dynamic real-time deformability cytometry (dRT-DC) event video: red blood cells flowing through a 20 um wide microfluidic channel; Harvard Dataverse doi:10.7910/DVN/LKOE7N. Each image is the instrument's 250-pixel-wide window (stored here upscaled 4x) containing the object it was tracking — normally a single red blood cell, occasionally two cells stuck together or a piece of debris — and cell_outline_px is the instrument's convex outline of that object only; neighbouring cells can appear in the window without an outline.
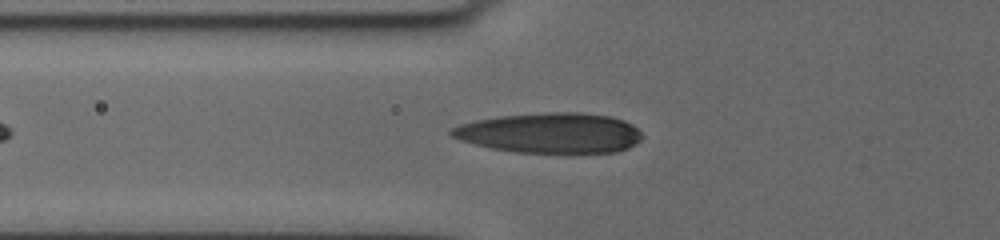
{"species": "human", "species_latin": "Homo sapiens", "temperature_condition": "cold", "stored_images_in_passage": 20, "camera_frame_rate_fps": 3000, "um_per_image_px": 0.085, "donor": {"sex": "female"}, "frame": {"image": 1, "passage_image": 18, "time_ms": 8.333, "image_size_px": [1000, 240], "cell_outline_px": [[640, 140], [636, 144], [628, 148], [616, 152], [512, 152], [488, 148], [460, 140], [452, 136], [448, 132], [452, 128], [460, 124], [476, 120], [500, 116], [552, 112], [576, 112], [608, 116], [624, 120], [632, 124], [640, 132]], "centroid_in_image_um": [46.74, 11.3], "position_along_channel_um": 79.1, "area_um2": 44.45}}
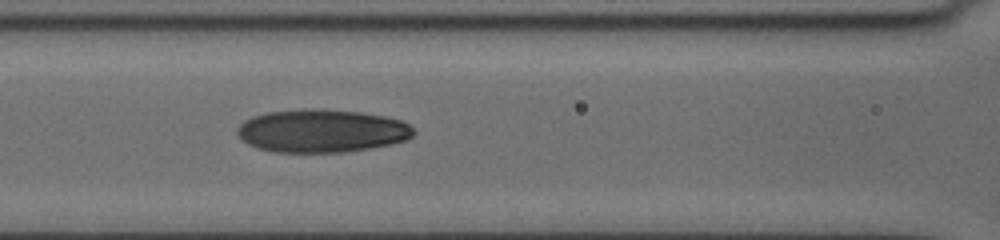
{"frame": {"image": 2, "passage_image": 20, "time_ms": 10.0, "image_size_px": [1000, 240], "cell_outline_px": [[416, 132], [408, 140], [372, 148], [344, 152], [272, 152], [256, 148], [248, 144], [236, 132], [236, 128], [244, 120], [252, 116], [268, 112], [312, 108], [324, 108], [360, 112], [384, 116], [400, 120], [408, 124]], "centroid_in_image_um": [27.34, 11.12], "position_along_channel_um": 139.3, "area_um2": 44.51}}